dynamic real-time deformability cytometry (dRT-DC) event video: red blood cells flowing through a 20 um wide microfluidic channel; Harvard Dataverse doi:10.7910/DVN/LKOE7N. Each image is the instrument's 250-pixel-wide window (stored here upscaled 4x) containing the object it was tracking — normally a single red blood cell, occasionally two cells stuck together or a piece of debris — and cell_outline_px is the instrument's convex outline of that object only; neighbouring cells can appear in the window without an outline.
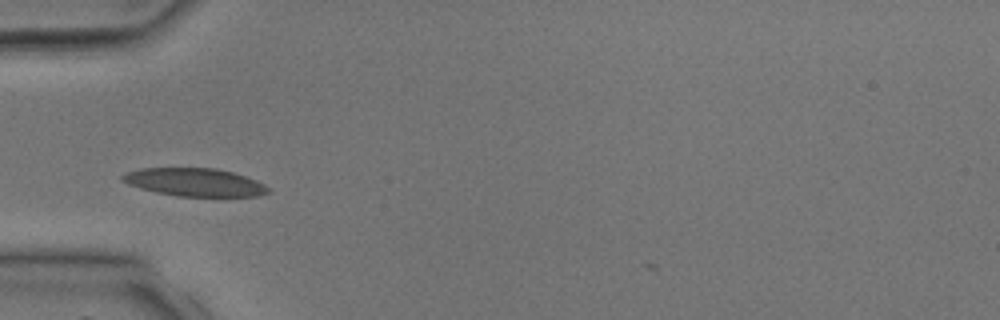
{"species": "common noctule bat (a hibernating species)", "species_latin": "Nyctalus noctula", "temperature_condition": "room temperature", "stored_images_in_passage": 4, "camera_frame_rate_fps": 3000, "um_per_image_px": 0.085, "animal": {"sex": "male", "body_mass_g": 17.9, "forearm_length_mm": 54.2}, "frame": {"image": 1, "passage_image": 3, "time_ms": 2.333, "image_size_px": [1000, 320], "cell_outline_px": [[272, 192], [256, 196], [180, 196], [156, 192], [140, 188], [128, 184], [120, 180], [120, 176], [128, 172], [140, 168], [216, 168], [232, 172], [256, 180], [264, 184]], "centroid_in_image_um": [16.54, 15.48], "position_along_channel_um": 68.5, "area_um2": 23.7}}